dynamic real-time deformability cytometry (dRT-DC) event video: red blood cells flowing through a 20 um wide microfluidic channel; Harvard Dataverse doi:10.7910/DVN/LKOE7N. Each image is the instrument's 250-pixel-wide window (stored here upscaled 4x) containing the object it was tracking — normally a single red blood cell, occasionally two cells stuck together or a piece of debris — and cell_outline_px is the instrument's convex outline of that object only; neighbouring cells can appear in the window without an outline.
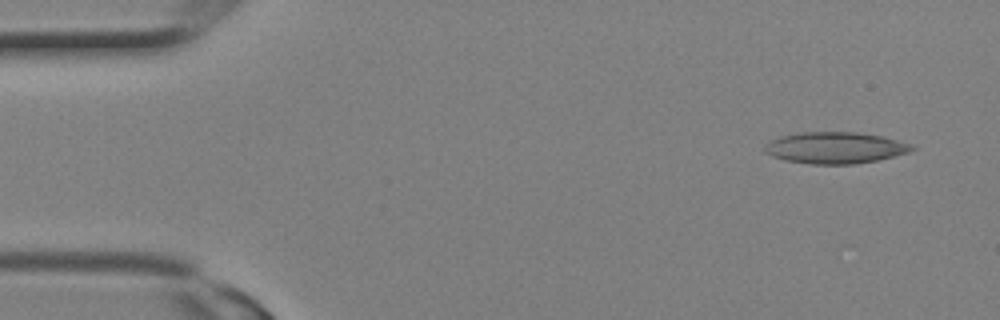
{"species": "Egyptian fruit bat (a non-hibernating species)", "species_latin": "Rousettus aegyptiacus", "temperature_condition": "room temperature", "stored_images_in_passage": 2, "camera_frame_rate_fps": 3000, "um_per_image_px": 0.085, "animal": {"sex": "female"}, "frame": {"image": 1, "passage_image": 1, "time_ms": 0.0, "image_size_px": [1000, 320], "cell_outline_px": [[916, 148], [908, 152], [876, 160], [852, 164], [812, 164], [784, 160], [772, 156], [764, 152], [764, 148], [772, 140], [780, 136], [804, 132], [856, 132], [884, 136], [912, 144]], "centroid_in_image_um": [71.0, 12.55], "position_along_channel_um": 14.0, "area_um2": 26.82}}